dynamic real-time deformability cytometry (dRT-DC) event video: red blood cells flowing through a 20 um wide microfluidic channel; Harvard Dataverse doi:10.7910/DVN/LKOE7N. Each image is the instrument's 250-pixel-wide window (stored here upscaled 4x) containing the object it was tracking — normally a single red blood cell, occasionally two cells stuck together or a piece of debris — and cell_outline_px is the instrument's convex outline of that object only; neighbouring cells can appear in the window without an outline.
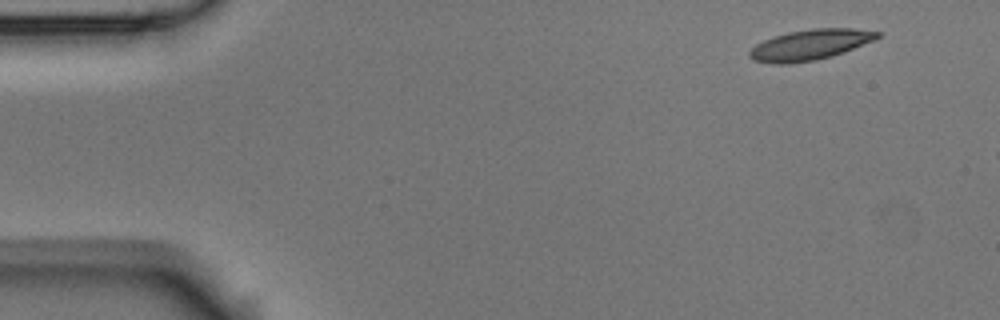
{"species": "Egyptian fruit bat (a non-hibernating species)", "species_latin": "Rousettus aegyptiacus", "temperature_condition": "room temperature", "stored_images_in_passage": 3, "camera_frame_rate_fps": 3000, "um_per_image_px": 0.085, "animal": {"sex": "male"}, "frame": {"image": 1, "passage_image": 1, "time_ms": 0.0, "image_size_px": [1000, 320], "cell_outline_px": [[880, 36], [876, 40], [844, 52], [832, 56], [816, 60], [788, 64], [772, 64], [752, 60], [748, 56], [748, 52], [756, 44], [772, 36], [788, 32], [812, 28], [852, 28], [880, 32]], "centroid_in_image_um": [68.84, 3.81], "position_along_channel_um": 16.2, "area_um2": 23.0}}